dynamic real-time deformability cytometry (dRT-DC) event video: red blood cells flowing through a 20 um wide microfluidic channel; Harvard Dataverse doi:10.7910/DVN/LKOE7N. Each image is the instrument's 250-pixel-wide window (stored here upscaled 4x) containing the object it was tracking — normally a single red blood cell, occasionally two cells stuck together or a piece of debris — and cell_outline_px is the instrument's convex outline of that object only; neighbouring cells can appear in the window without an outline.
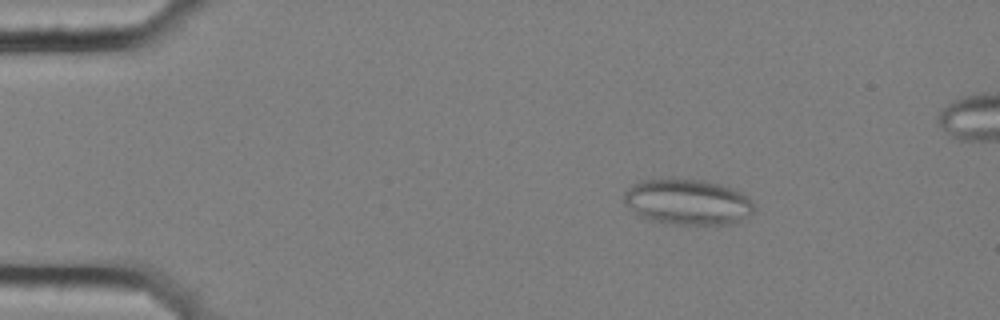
{"species": "common noctule bat (a hibernating species)", "species_latin": "Nyctalus noctula", "temperature_condition": "cold", "stored_images_in_passage": 58, "segment_of_instrument_passage": [1, 2], "camera_frame_rate_fps": 3000, "um_per_image_px": 0.085, "animal": {"sex": "female", "body_mass_g": 25.1}, "frame": {"image": 1, "passage_image": 10, "time_ms": 3.0, "image_size_px": [1000, 320], "cell_outline_px": [[756, 208], [748, 216], [732, 224], [664, 224], [648, 220], [640, 216], [624, 204], [624, 192], [628, 188], [640, 180], [672, 176], [704, 180], [720, 184], [732, 188], [740, 192]], "centroid_in_image_um": [58.38, 17.14], "position_along_channel_um": 26.6, "area_um2": 35.26}}